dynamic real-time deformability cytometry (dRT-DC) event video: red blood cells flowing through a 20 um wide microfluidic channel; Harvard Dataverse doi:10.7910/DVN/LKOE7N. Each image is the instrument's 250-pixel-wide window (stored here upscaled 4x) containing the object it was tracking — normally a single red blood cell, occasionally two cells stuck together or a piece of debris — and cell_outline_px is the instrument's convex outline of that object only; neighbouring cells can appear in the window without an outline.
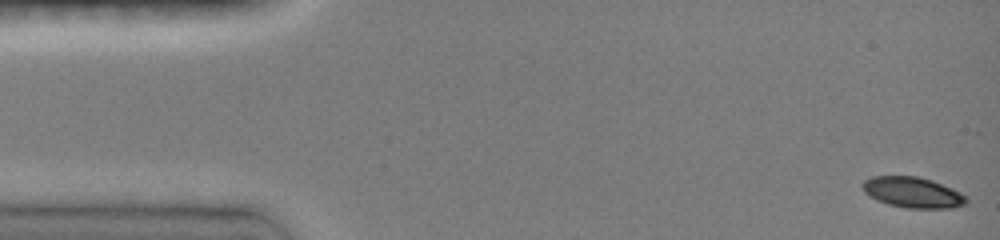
{"species": "common noctule bat (a hibernating species)", "species_latin": "Nyctalus noctula", "temperature_condition": "room temperature", "stored_images_in_passage": 46, "camera_frame_rate_fps": 3000, "um_per_image_px": 0.085, "animal": {"sex": "female", "body_mass_g": 19.0, "forearm_length_mm": 51.5}, "frame": {"image": 1, "passage_image": 1, "time_ms": 0.0, "image_size_px": [1000, 240], "cell_outline_px": [[968, 204], [952, 208], [904, 208], [888, 204], [876, 200], [864, 192], [860, 184], [864, 180], [872, 176], [916, 176], [932, 180], [952, 188], [968, 196]], "centroid_in_image_um": [77.59, 16.36], "position_along_channel_um": 7.4, "area_um2": 18.84}}
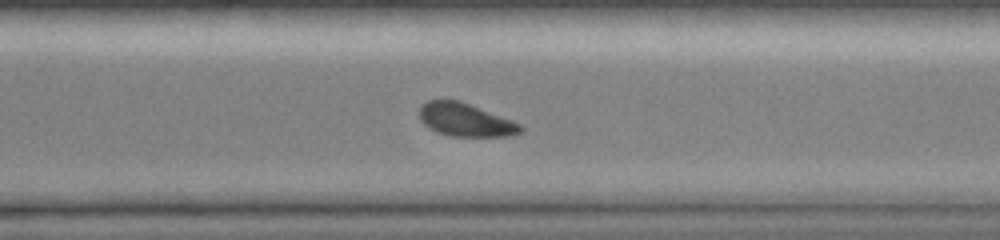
{"frame": {"image": 2, "passage_image": 33, "time_ms": 11.0, "image_size_px": [1000, 240], "cell_outline_px": [[520, 132], [512, 136], [452, 136], [440, 132], [424, 124], [420, 120], [420, 108], [428, 100], [460, 100], [512, 120], [520, 124]], "centroid_in_image_um": [39.57, 10.18], "position_along_channel_um": 331.0, "area_um2": 19.13}}
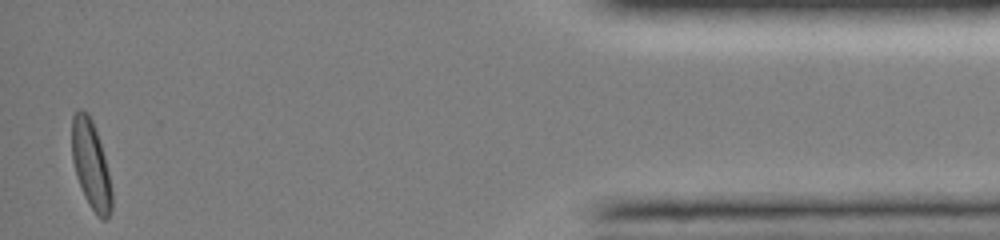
{"frame": {"image": 3, "passage_image": 44, "time_ms": 15.0, "image_size_px": [1000, 240], "cell_outline_px": [[112, 208], [108, 216], [104, 220], [96, 216], [84, 196], [76, 176], [72, 160], [72, 116], [76, 108], [80, 108], [88, 112], [92, 120], [104, 156], [108, 172], [112, 192]], "centroid_in_image_um": [7.71, 13.99], "position_along_channel_um": 427.5, "area_um2": 20.46}}